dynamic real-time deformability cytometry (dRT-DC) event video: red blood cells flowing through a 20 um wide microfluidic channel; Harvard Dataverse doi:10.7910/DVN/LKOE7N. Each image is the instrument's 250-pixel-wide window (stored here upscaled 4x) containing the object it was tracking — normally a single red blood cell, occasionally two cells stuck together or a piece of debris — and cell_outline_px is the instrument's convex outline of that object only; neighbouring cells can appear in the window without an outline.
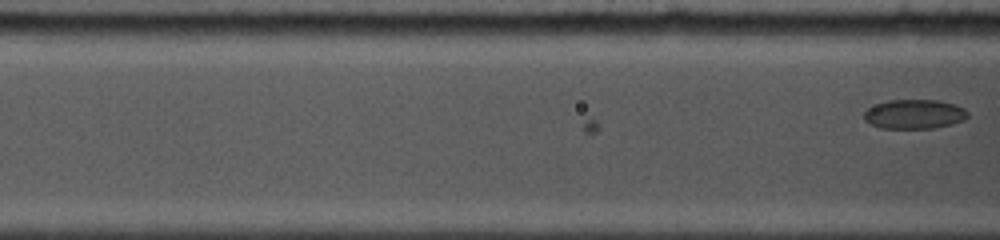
{"species": "common noctule bat (a hibernating species)", "species_latin": "Nyctalus noctula", "temperature_condition": "cold", "stored_images_in_passage": 16, "camera_frame_rate_fps": 5000, "um_per_image_px": 0.085, "animal": {"sex": "female", "body_mass_g": 19.0, "forearm_length_mm": 53.3}, "frame": {"image": 1, "passage_image": 16, "time_ms": 4.6, "image_size_px": [1000, 240], "cell_outline_px": [[968, 116], [964, 120], [952, 124], [932, 128], [880, 128], [864, 120], [864, 112], [868, 108], [876, 104], [888, 100], [936, 100], [952, 104], [964, 108], [968, 112]], "centroid_in_image_um": [77.71, 9.7], "position_along_channel_um": 88.9, "area_um2": 17.63}}